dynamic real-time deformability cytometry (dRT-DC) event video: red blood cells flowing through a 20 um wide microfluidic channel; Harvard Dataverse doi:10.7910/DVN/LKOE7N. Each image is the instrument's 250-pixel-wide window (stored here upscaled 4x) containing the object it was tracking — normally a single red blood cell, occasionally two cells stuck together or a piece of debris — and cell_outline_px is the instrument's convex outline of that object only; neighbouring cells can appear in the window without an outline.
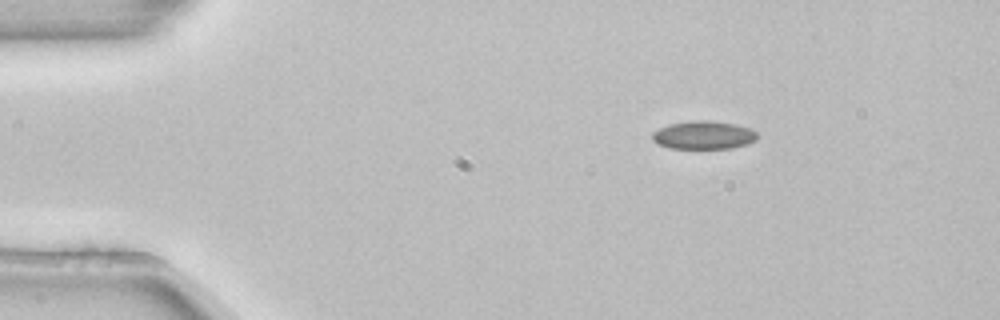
{"species": "common noctule bat (a hibernating species)", "species_latin": "Nyctalus noctula", "temperature_condition": "room temperature", "stored_images_in_passage": 5, "camera_frame_rate_fps": 3000, "um_per_image_px": 0.085, "animal": {"sex": "female", "body_mass_g": 22.7, "forearm_length_mm": 54.2}, "frame": {"image": 1, "passage_image": 5, "time_ms": 1.333, "image_size_px": [1000, 320], "cell_outline_px": [[756, 140], [732, 148], [668, 148], [656, 144], [652, 140], [652, 132], [668, 124], [692, 120], [708, 120], [736, 124], [748, 128], [756, 132]], "centroid_in_image_um": [59.74, 11.48], "position_along_channel_um": 25.3, "area_um2": 17.22}}